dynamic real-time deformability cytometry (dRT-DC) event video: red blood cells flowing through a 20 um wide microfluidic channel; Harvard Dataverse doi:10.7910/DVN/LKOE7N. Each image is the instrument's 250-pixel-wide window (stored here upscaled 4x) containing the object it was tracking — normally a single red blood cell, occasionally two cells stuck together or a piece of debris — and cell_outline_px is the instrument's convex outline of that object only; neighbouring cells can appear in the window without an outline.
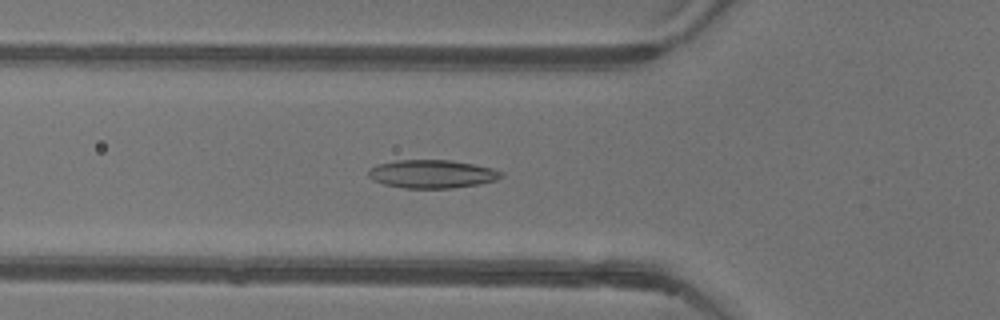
{"species": "common noctule bat (a hibernating species)", "species_latin": "Nyctalus noctula", "temperature_condition": "warm", "stored_images_in_passage": 51, "camera_frame_rate_fps": 3000, "um_per_image_px": 0.085, "animal": {"sex": "female"}, "frame": {"image": 1, "passage_image": 17, "time_ms": 5.333, "image_size_px": [1000, 320], "cell_outline_px": [[504, 176], [496, 180], [480, 184], [452, 188], [404, 188], [384, 184], [372, 180], [368, 176], [368, 168], [376, 164], [396, 160], [452, 160], [492, 168], [504, 172]], "centroid_in_image_um": [36.71, 14.78], "position_along_channel_um": 89.1, "area_um2": 22.08}}
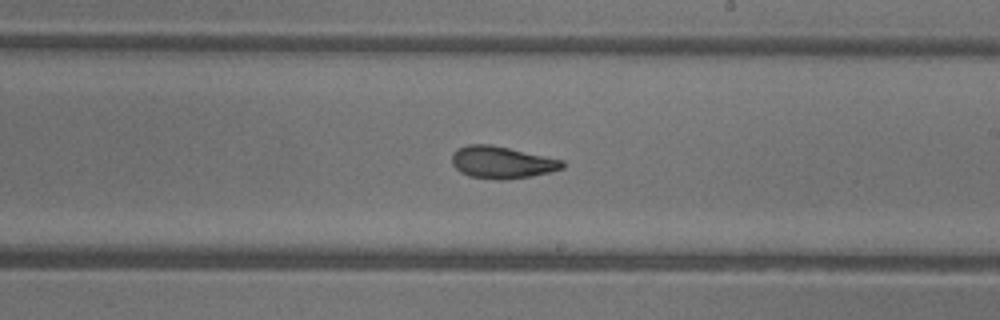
{"frame": {"image": 2, "passage_image": 29, "time_ms": 9.333, "image_size_px": [1000, 320], "cell_outline_px": [[564, 168], [552, 172], [532, 176], [504, 180], [496, 180], [468, 176], [460, 172], [452, 164], [452, 156], [456, 148], [468, 144], [492, 144], [564, 160]], "centroid_in_image_um": [42.66, 13.8], "position_along_channel_um": 246.3, "area_um2": 20.98}}
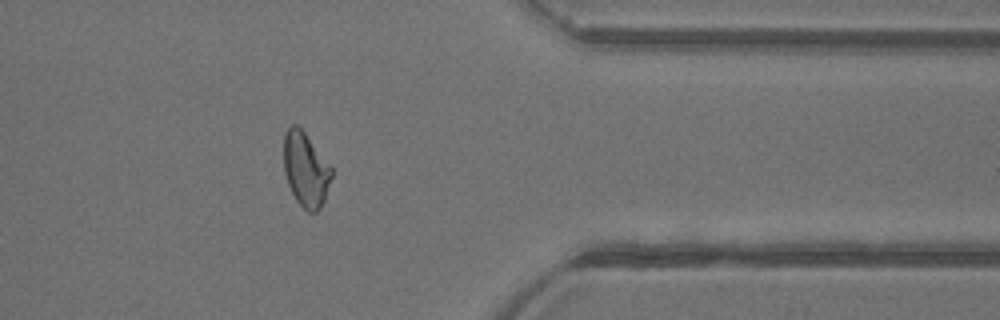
{"frame": {"image": 3, "passage_image": 41, "time_ms": 13.333, "image_size_px": [1000, 320], "cell_outline_px": [[332, 176], [324, 200], [320, 208], [316, 212], [308, 212], [296, 200], [288, 184], [284, 172], [284, 136], [288, 128], [292, 124], [296, 124], [304, 132], [332, 168]], "centroid_in_image_um": [25.97, 14.42], "position_along_channel_um": 385.4, "area_um2": 20.4}, "authors_computed_cell_mechanics": {"area_um2": 21.1548, "velocity_mm_per_s": 3.9131, "shape_relaxation_time_tau1_ms": null, "shape_relaxation_time_tau2_ms": 2.4025, "deformation_change_tau1": null, "deformation_change_tau2": 0.0848}}